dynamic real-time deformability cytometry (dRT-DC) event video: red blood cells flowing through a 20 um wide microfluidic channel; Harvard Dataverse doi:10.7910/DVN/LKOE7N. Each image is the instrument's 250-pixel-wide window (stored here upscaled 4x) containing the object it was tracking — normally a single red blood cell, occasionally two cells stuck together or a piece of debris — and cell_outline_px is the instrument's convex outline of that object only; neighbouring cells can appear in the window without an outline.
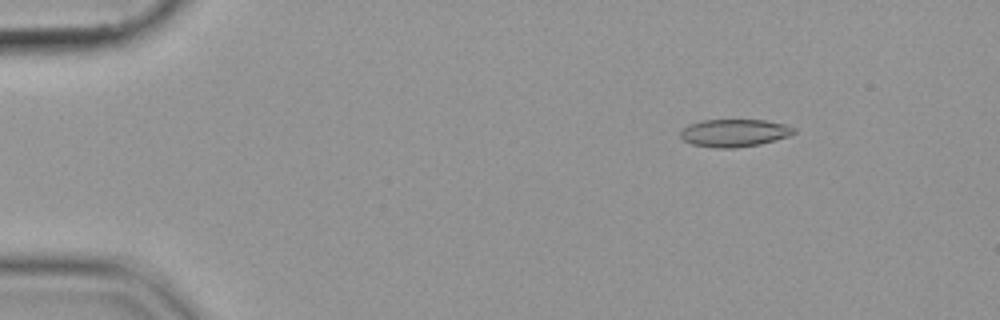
{"species": "common noctule bat (a hibernating species)", "species_latin": "Nyctalus noctula", "temperature_condition": "cold", "stored_images_in_passage": 53, "camera_frame_rate_fps": 3000, "um_per_image_px": 0.085, "animal": {"sex": "female", "body_mass_g": 19.9}, "frame": {"image": 1, "passage_image": 6, "time_ms": 1.667, "image_size_px": [1000, 320], "cell_outline_px": [[796, 132], [788, 136], [760, 144], [736, 148], [716, 148], [692, 144], [684, 140], [680, 136], [680, 132], [688, 124], [700, 120], [764, 120], [784, 124], [796, 128]], "centroid_in_image_um": [62.41, 11.29], "position_along_channel_um": 22.6, "area_um2": 18.26}}
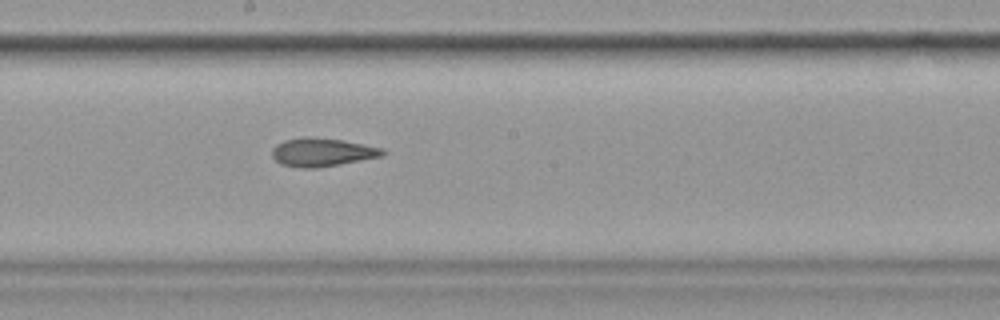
{"frame": {"image": 2, "passage_image": 29, "time_ms": 9.333, "image_size_px": [1000, 320], "cell_outline_px": [[388, 152], [384, 156], [340, 164], [316, 168], [304, 168], [280, 164], [272, 156], [272, 148], [276, 144], [284, 140], [304, 136], [308, 136], [340, 140], [384, 148]], "centroid_in_image_um": [27.39, 12.93], "position_along_channel_um": 220.8, "area_um2": 18.38}}
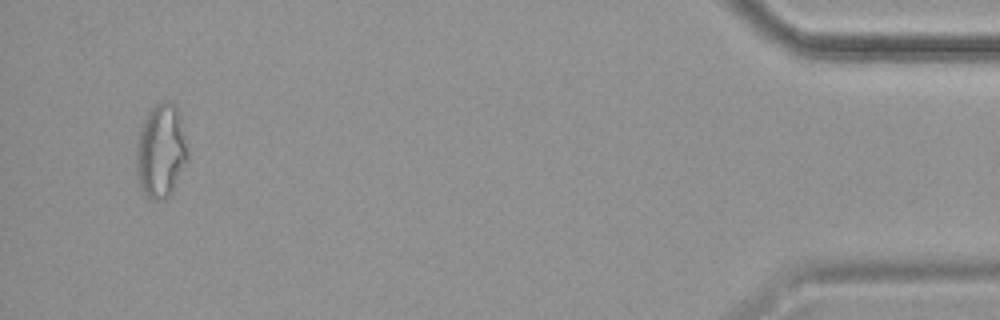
{"frame": {"image": 3, "passage_image": 51, "time_ms": 16.667, "image_size_px": [1000, 320], "cell_outline_px": [[188, 160], [172, 192], [164, 200], [152, 200], [144, 192], [140, 184], [136, 172], [136, 144], [144, 120], [148, 112], [156, 104], [164, 100], [168, 100], [176, 104], [180, 116], [188, 152]], "centroid_in_image_um": [13.69, 12.83], "position_along_channel_um": 421.5, "area_um2": 28.09}}